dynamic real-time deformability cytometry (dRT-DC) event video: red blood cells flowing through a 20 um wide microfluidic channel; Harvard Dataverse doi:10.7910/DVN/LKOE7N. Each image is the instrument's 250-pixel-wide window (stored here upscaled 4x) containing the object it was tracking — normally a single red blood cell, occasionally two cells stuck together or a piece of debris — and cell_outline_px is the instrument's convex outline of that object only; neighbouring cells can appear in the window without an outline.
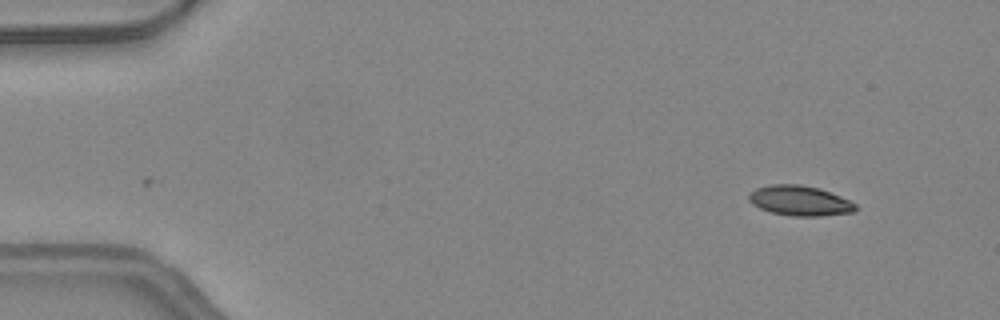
{"species": "common noctule bat (a hibernating species)", "species_latin": "Nyctalus noctula", "temperature_condition": "warm", "stored_images_in_passage": 15, "camera_frame_rate_fps": 3000, "um_per_image_px": 0.085, "animal": {"sex": "female", "body_mass_g": 24.6, "forearm_length_mm": 56.2}, "frame": {"image": 1, "passage_image": 1, "time_ms": 0.0, "image_size_px": [1000, 320], "cell_outline_px": [[856, 208], [852, 212], [820, 216], [792, 216], [772, 212], [760, 208], [752, 204], [748, 200], [748, 196], [756, 188], [772, 184], [800, 184], [820, 188], [840, 196], [856, 204]], "centroid_in_image_um": [67.97, 17.05], "position_along_channel_um": 17.0, "area_um2": 18.55}}
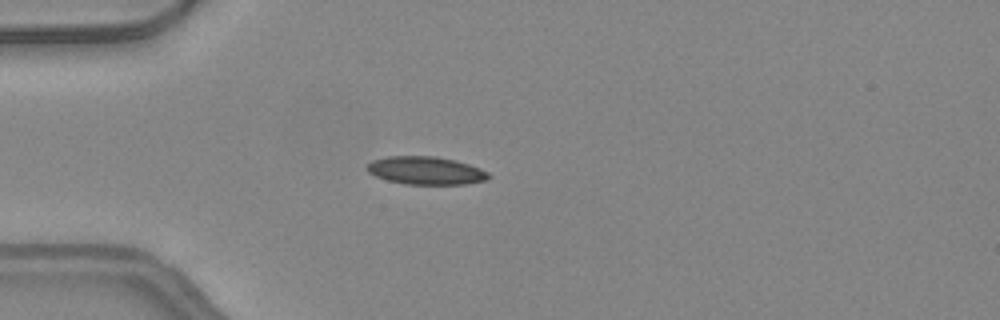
{"frame": {"image": 2, "passage_image": 10, "time_ms": 3.0, "image_size_px": [1000, 320], "cell_outline_px": [[492, 176], [488, 180], [464, 184], [404, 184], [388, 180], [376, 176], [368, 172], [364, 168], [372, 160], [388, 156], [436, 156], [456, 160], [480, 168], [488, 172]], "centroid_in_image_um": [36.2, 14.49], "position_along_channel_um": 48.8, "area_um2": 19.94}}